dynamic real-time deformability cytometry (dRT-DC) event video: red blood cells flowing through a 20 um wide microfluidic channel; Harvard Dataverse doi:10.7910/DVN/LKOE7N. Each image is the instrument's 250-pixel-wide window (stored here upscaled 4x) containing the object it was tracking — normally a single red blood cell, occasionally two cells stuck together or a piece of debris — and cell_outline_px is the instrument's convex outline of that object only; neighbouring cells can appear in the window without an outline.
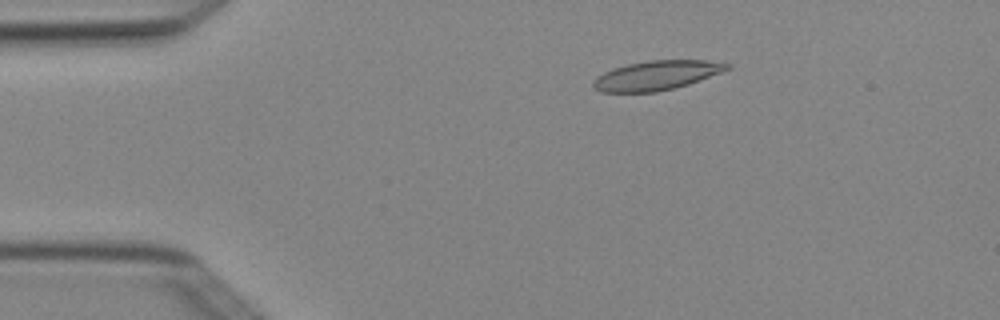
{"species": "Egyptian fruit bat (a non-hibernating species)", "species_latin": "Rousettus aegyptiacus", "temperature_condition": "cold", "stored_images_in_passage": 6, "camera_frame_rate_fps": 3000, "um_per_image_px": 0.085, "animal": {"sex": "female"}, "frame": {"image": 1, "passage_image": 3, "time_ms": 0.667, "image_size_px": [1000, 320], "cell_outline_px": [[732, 68], [688, 84], [656, 92], [600, 92], [592, 88], [592, 80], [596, 76], [612, 68], [628, 64], [648, 60], [708, 60], [732, 64]], "centroid_in_image_um": [55.77, 6.4], "position_along_channel_um": 29.2, "area_um2": 23.0}}
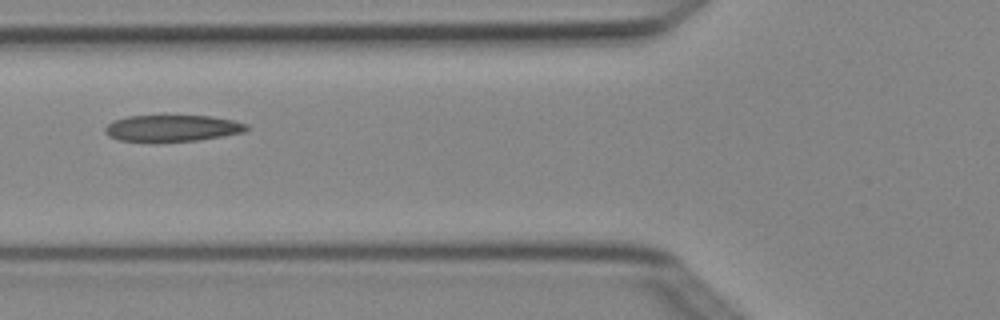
{"frame": {"image": 2, "passage_image": 5, "time_ms": 1.333, "image_size_px": [1000, 320], "cell_outline_px": [[248, 128], [244, 132], [224, 136], [196, 140], [120, 140], [108, 136], [104, 132], [104, 128], [112, 120], [128, 116], [212, 116], [232, 120], [248, 124]], "centroid_in_image_um": [14.65, 10.87], "position_along_channel_um": 111.1, "area_um2": 21.39}}
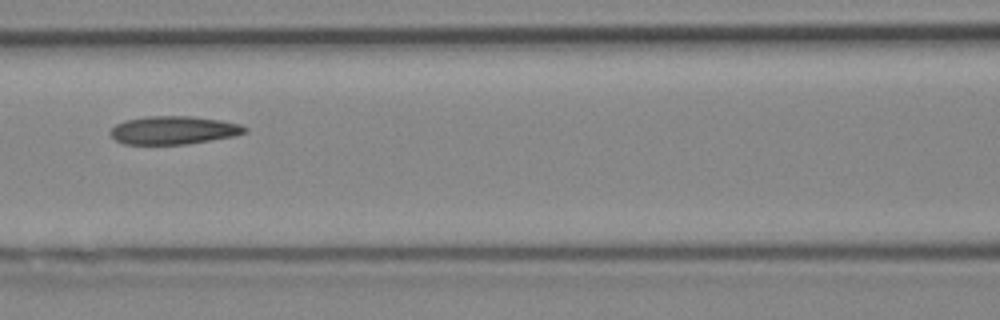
{"frame": {"image": 3, "passage_image": 6, "time_ms": 1.667, "image_size_px": [1000, 320], "cell_outline_px": [[248, 132], [236, 136], [188, 144], [124, 144], [116, 140], [108, 132], [116, 124], [124, 120], [148, 116], [192, 116], [220, 120], [240, 124], [248, 128]], "centroid_in_image_um": [14.78, 11.06], "position_along_channel_um": 151.8, "area_um2": 22.25}}